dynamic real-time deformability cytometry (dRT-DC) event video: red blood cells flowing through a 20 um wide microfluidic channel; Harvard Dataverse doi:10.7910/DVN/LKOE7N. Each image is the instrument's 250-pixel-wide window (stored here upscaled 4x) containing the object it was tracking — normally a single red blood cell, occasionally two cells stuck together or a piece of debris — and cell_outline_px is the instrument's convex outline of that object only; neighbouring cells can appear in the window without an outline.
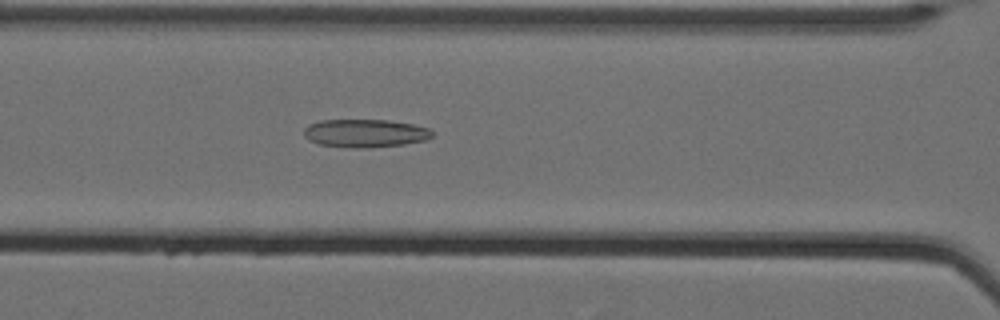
{"species": "Egyptian fruit bat (a non-hibernating species)", "species_latin": "Rousettus aegyptiacus", "temperature_condition": "cold", "stored_images_in_passage": 50, "camera_frame_rate_fps": 3000, "um_per_image_px": 0.085, "animal": {"sex": "female"}, "frame": {"image": 1, "passage_image": 19, "time_ms": 6.0, "image_size_px": [1000, 320], "cell_outline_px": [[432, 136], [424, 140], [404, 144], [372, 148], [344, 148], [320, 144], [308, 140], [304, 136], [304, 128], [308, 124], [320, 120], [388, 120], [412, 124], [428, 128], [432, 132]], "centroid_in_image_um": [30.98, 11.33], "position_along_channel_um": 135.6, "area_um2": 21.15}}
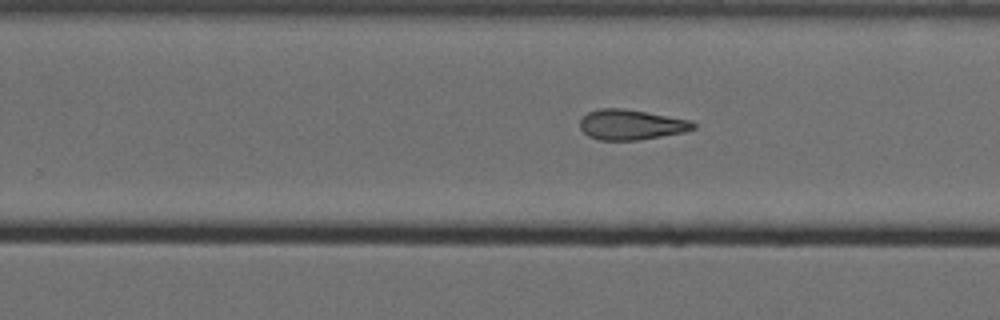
{"frame": {"image": 2, "passage_image": 31, "time_ms": 10.0, "image_size_px": [1000, 320], "cell_outline_px": [[696, 128], [684, 132], [636, 140], [600, 140], [588, 136], [580, 128], [580, 120], [588, 112], [600, 108], [624, 108], [692, 120], [696, 124]], "centroid_in_image_um": [53.65, 10.59], "position_along_channel_um": 276.1, "area_um2": 19.94}}
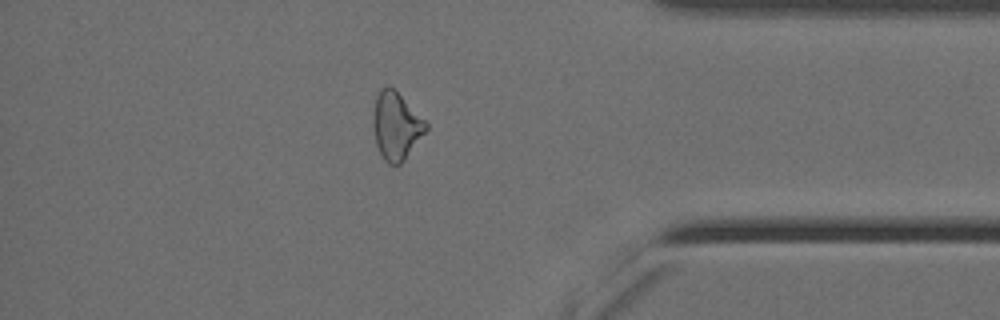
{"frame": {"image": 3, "passage_image": 43, "time_ms": 14.0, "image_size_px": [1000, 320], "cell_outline_px": [[428, 128], [404, 160], [400, 164], [388, 164], [384, 160], [376, 144], [372, 124], [372, 116], [376, 96], [380, 88], [388, 84], [428, 124]], "centroid_in_image_um": [33.63, 10.7], "position_along_channel_um": 401.6, "area_um2": 20.46}, "authors_computed_cell_mechanics": {"area_um2": 21.2415, "velocity_mm_per_s": 3.5186, "shape_relaxation_time_tau1_ms": null, "shape_relaxation_time_tau2_ms": 8.2244, "deformation_change_tau1": null, "deformation_change_tau2": 0.207}}